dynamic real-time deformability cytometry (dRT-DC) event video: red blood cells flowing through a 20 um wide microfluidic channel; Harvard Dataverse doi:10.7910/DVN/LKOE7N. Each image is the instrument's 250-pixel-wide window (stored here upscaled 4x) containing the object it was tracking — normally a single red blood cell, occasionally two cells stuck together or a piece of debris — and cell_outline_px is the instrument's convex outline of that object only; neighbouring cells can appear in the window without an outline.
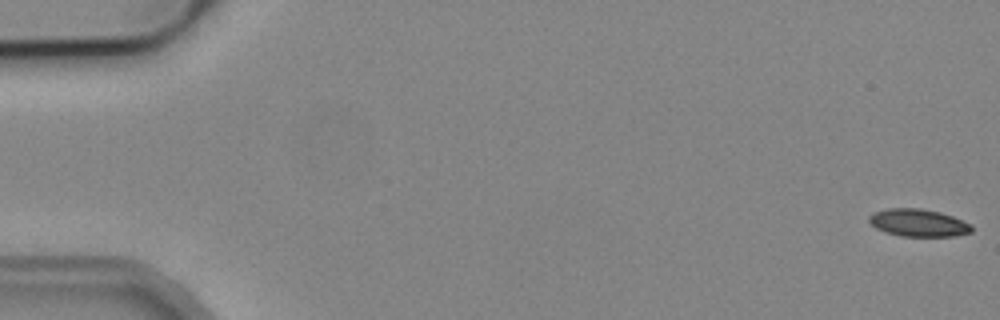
{"species": "common noctule bat (a hibernating species)", "species_latin": "Nyctalus noctula", "temperature_condition": "cold", "stored_images_in_passage": 18, "camera_frame_rate_fps": 3000, "um_per_image_px": 0.085, "animal": {"sex": "male", "body_mass_g": 19.2, "forearm_length_mm": 51.8}, "frame": {"image": 1, "passage_image": 1, "time_ms": 0.0, "image_size_px": [1000, 320], "cell_outline_px": [[972, 232], [956, 236], [900, 236], [876, 228], [868, 220], [868, 216], [872, 212], [888, 208], [920, 208], [940, 212], [952, 216], [972, 224]], "centroid_in_image_um": [78.07, 18.93], "position_along_channel_um": 6.9, "area_um2": 16.47}}
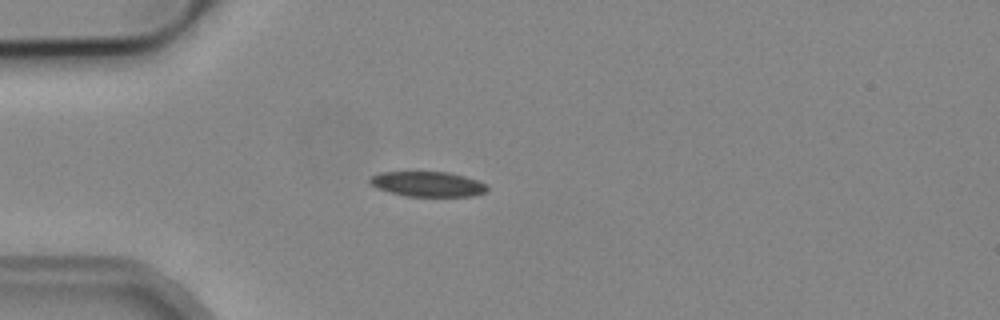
{"frame": {"image": 2, "passage_image": 15, "time_ms": 4.667, "image_size_px": [1000, 320], "cell_outline_px": [[488, 188], [484, 192], [472, 196], [404, 196], [376, 188], [368, 180], [372, 176], [380, 172], [448, 172], [464, 176], [488, 184]], "centroid_in_image_um": [36.35, 15.64], "position_along_channel_um": 48.6, "area_um2": 17.05}}